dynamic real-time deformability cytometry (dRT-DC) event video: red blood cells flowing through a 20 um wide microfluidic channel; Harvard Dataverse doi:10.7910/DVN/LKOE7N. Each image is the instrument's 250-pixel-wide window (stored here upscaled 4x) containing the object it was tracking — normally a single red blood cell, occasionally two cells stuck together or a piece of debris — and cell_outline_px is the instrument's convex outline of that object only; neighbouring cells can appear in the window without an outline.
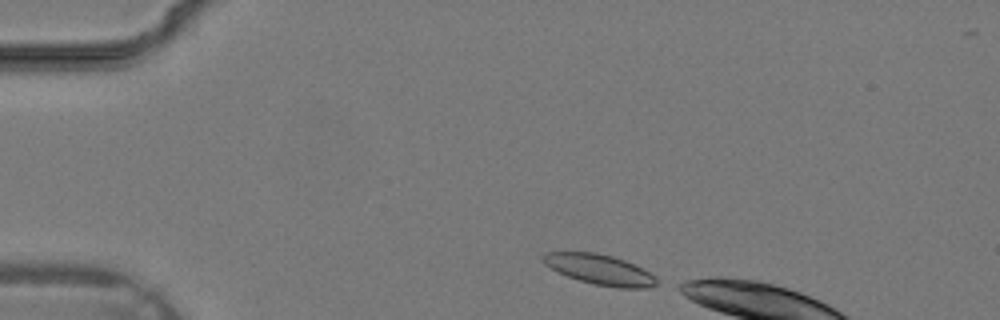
{"species": "common noctule bat (a hibernating species)", "species_latin": "Nyctalus noctula", "temperature_condition": "warm", "stored_images_in_passage": 5, "camera_frame_rate_fps": 3000, "um_per_image_px": 0.085, "animal": {"sex": "male", "body_mass_g": 19.2, "forearm_length_mm": 51.8}, "frame": {"image": 1, "passage_image": 1, "time_ms": 0.0, "image_size_px": [1000, 320], "cell_outline_px": [[656, 284], [648, 288], [620, 288], [592, 284], [568, 276], [544, 264], [544, 256], [548, 252], [596, 252], [612, 256], [624, 260], [656, 276]], "centroid_in_image_um": [51.0, 22.92], "position_along_channel_um": 34.0, "area_um2": 19.59}}